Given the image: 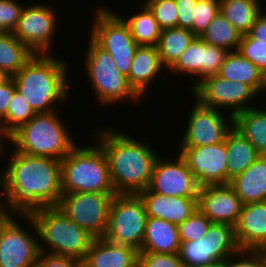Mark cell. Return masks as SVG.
<instances>
[{
    "label": "cell",
    "mask_w": 266,
    "mask_h": 267,
    "mask_svg": "<svg viewBox=\"0 0 266 267\" xmlns=\"http://www.w3.org/2000/svg\"><path fill=\"white\" fill-rule=\"evenodd\" d=\"M147 217L159 218L175 225L182 224L198 208V197H175L157 194L149 188L138 193Z\"/></svg>",
    "instance_id": "21"
},
{
    "label": "cell",
    "mask_w": 266,
    "mask_h": 267,
    "mask_svg": "<svg viewBox=\"0 0 266 267\" xmlns=\"http://www.w3.org/2000/svg\"><path fill=\"white\" fill-rule=\"evenodd\" d=\"M217 75L223 79L245 83L258 95L265 91L266 76L238 51H229Z\"/></svg>",
    "instance_id": "26"
},
{
    "label": "cell",
    "mask_w": 266,
    "mask_h": 267,
    "mask_svg": "<svg viewBox=\"0 0 266 267\" xmlns=\"http://www.w3.org/2000/svg\"><path fill=\"white\" fill-rule=\"evenodd\" d=\"M224 263L212 262L207 264H200L195 266H188V267H220Z\"/></svg>",
    "instance_id": "47"
},
{
    "label": "cell",
    "mask_w": 266,
    "mask_h": 267,
    "mask_svg": "<svg viewBox=\"0 0 266 267\" xmlns=\"http://www.w3.org/2000/svg\"><path fill=\"white\" fill-rule=\"evenodd\" d=\"M180 155L186 161L199 187L227 184L226 143L181 147Z\"/></svg>",
    "instance_id": "16"
},
{
    "label": "cell",
    "mask_w": 266,
    "mask_h": 267,
    "mask_svg": "<svg viewBox=\"0 0 266 267\" xmlns=\"http://www.w3.org/2000/svg\"><path fill=\"white\" fill-rule=\"evenodd\" d=\"M35 53L11 32H0V68L12 77Z\"/></svg>",
    "instance_id": "31"
},
{
    "label": "cell",
    "mask_w": 266,
    "mask_h": 267,
    "mask_svg": "<svg viewBox=\"0 0 266 267\" xmlns=\"http://www.w3.org/2000/svg\"><path fill=\"white\" fill-rule=\"evenodd\" d=\"M11 77L12 76L9 73L0 68V84L8 81Z\"/></svg>",
    "instance_id": "46"
},
{
    "label": "cell",
    "mask_w": 266,
    "mask_h": 267,
    "mask_svg": "<svg viewBox=\"0 0 266 267\" xmlns=\"http://www.w3.org/2000/svg\"><path fill=\"white\" fill-rule=\"evenodd\" d=\"M227 149V184L247 170L260 155L255 147L234 127L225 138Z\"/></svg>",
    "instance_id": "27"
},
{
    "label": "cell",
    "mask_w": 266,
    "mask_h": 267,
    "mask_svg": "<svg viewBox=\"0 0 266 267\" xmlns=\"http://www.w3.org/2000/svg\"><path fill=\"white\" fill-rule=\"evenodd\" d=\"M16 216L0 215V267H35L41 241L36 238V223L31 216H23L37 233L32 234L17 223Z\"/></svg>",
    "instance_id": "10"
},
{
    "label": "cell",
    "mask_w": 266,
    "mask_h": 267,
    "mask_svg": "<svg viewBox=\"0 0 266 267\" xmlns=\"http://www.w3.org/2000/svg\"><path fill=\"white\" fill-rule=\"evenodd\" d=\"M161 30L177 27L178 12L175 0H144Z\"/></svg>",
    "instance_id": "36"
},
{
    "label": "cell",
    "mask_w": 266,
    "mask_h": 267,
    "mask_svg": "<svg viewBox=\"0 0 266 267\" xmlns=\"http://www.w3.org/2000/svg\"><path fill=\"white\" fill-rule=\"evenodd\" d=\"M97 132L96 142L107 158L116 194H138L147 189L158 153L119 129L109 127Z\"/></svg>",
    "instance_id": "2"
},
{
    "label": "cell",
    "mask_w": 266,
    "mask_h": 267,
    "mask_svg": "<svg viewBox=\"0 0 266 267\" xmlns=\"http://www.w3.org/2000/svg\"><path fill=\"white\" fill-rule=\"evenodd\" d=\"M247 34L252 39L266 42V13L263 10L256 16Z\"/></svg>",
    "instance_id": "45"
},
{
    "label": "cell",
    "mask_w": 266,
    "mask_h": 267,
    "mask_svg": "<svg viewBox=\"0 0 266 267\" xmlns=\"http://www.w3.org/2000/svg\"><path fill=\"white\" fill-rule=\"evenodd\" d=\"M48 4L24 6L13 35L35 54H51L57 31V12Z\"/></svg>",
    "instance_id": "14"
},
{
    "label": "cell",
    "mask_w": 266,
    "mask_h": 267,
    "mask_svg": "<svg viewBox=\"0 0 266 267\" xmlns=\"http://www.w3.org/2000/svg\"><path fill=\"white\" fill-rule=\"evenodd\" d=\"M16 90V85L12 77L8 81L0 84V121L6 116L9 103Z\"/></svg>",
    "instance_id": "44"
},
{
    "label": "cell",
    "mask_w": 266,
    "mask_h": 267,
    "mask_svg": "<svg viewBox=\"0 0 266 267\" xmlns=\"http://www.w3.org/2000/svg\"><path fill=\"white\" fill-rule=\"evenodd\" d=\"M225 263L229 267H266V250L239 249Z\"/></svg>",
    "instance_id": "40"
},
{
    "label": "cell",
    "mask_w": 266,
    "mask_h": 267,
    "mask_svg": "<svg viewBox=\"0 0 266 267\" xmlns=\"http://www.w3.org/2000/svg\"><path fill=\"white\" fill-rule=\"evenodd\" d=\"M228 53L227 49L208 45L196 36L168 72L197 76L199 80L192 84L193 88L203 78L217 75Z\"/></svg>",
    "instance_id": "18"
},
{
    "label": "cell",
    "mask_w": 266,
    "mask_h": 267,
    "mask_svg": "<svg viewBox=\"0 0 266 267\" xmlns=\"http://www.w3.org/2000/svg\"><path fill=\"white\" fill-rule=\"evenodd\" d=\"M37 113L16 90L9 103L6 116L0 121V135L7 139L20 126L30 121Z\"/></svg>",
    "instance_id": "34"
},
{
    "label": "cell",
    "mask_w": 266,
    "mask_h": 267,
    "mask_svg": "<svg viewBox=\"0 0 266 267\" xmlns=\"http://www.w3.org/2000/svg\"><path fill=\"white\" fill-rule=\"evenodd\" d=\"M81 262L75 257L55 256L40 252L35 267H79Z\"/></svg>",
    "instance_id": "42"
},
{
    "label": "cell",
    "mask_w": 266,
    "mask_h": 267,
    "mask_svg": "<svg viewBox=\"0 0 266 267\" xmlns=\"http://www.w3.org/2000/svg\"><path fill=\"white\" fill-rule=\"evenodd\" d=\"M220 0H197L194 7L193 26L190 29L200 37L219 12Z\"/></svg>",
    "instance_id": "37"
},
{
    "label": "cell",
    "mask_w": 266,
    "mask_h": 267,
    "mask_svg": "<svg viewBox=\"0 0 266 267\" xmlns=\"http://www.w3.org/2000/svg\"><path fill=\"white\" fill-rule=\"evenodd\" d=\"M0 176L4 215L31 216L44 207L57 206L62 195L61 161L21 153L13 148Z\"/></svg>",
    "instance_id": "1"
},
{
    "label": "cell",
    "mask_w": 266,
    "mask_h": 267,
    "mask_svg": "<svg viewBox=\"0 0 266 267\" xmlns=\"http://www.w3.org/2000/svg\"><path fill=\"white\" fill-rule=\"evenodd\" d=\"M147 213L138 194H115L109 209L104 238L140 251L145 235Z\"/></svg>",
    "instance_id": "9"
},
{
    "label": "cell",
    "mask_w": 266,
    "mask_h": 267,
    "mask_svg": "<svg viewBox=\"0 0 266 267\" xmlns=\"http://www.w3.org/2000/svg\"><path fill=\"white\" fill-rule=\"evenodd\" d=\"M67 68L64 60L52 54H34L12 78L36 113L55 112L54 104L67 101L70 95Z\"/></svg>",
    "instance_id": "3"
},
{
    "label": "cell",
    "mask_w": 266,
    "mask_h": 267,
    "mask_svg": "<svg viewBox=\"0 0 266 267\" xmlns=\"http://www.w3.org/2000/svg\"><path fill=\"white\" fill-rule=\"evenodd\" d=\"M180 245L178 225L163 219L147 217L140 251L174 254L179 253Z\"/></svg>",
    "instance_id": "25"
},
{
    "label": "cell",
    "mask_w": 266,
    "mask_h": 267,
    "mask_svg": "<svg viewBox=\"0 0 266 267\" xmlns=\"http://www.w3.org/2000/svg\"><path fill=\"white\" fill-rule=\"evenodd\" d=\"M58 112L37 113L7 141L21 153L62 160L77 144Z\"/></svg>",
    "instance_id": "4"
},
{
    "label": "cell",
    "mask_w": 266,
    "mask_h": 267,
    "mask_svg": "<svg viewBox=\"0 0 266 267\" xmlns=\"http://www.w3.org/2000/svg\"><path fill=\"white\" fill-rule=\"evenodd\" d=\"M138 254L131 246L94 238L83 262L88 267H138Z\"/></svg>",
    "instance_id": "22"
},
{
    "label": "cell",
    "mask_w": 266,
    "mask_h": 267,
    "mask_svg": "<svg viewBox=\"0 0 266 267\" xmlns=\"http://www.w3.org/2000/svg\"><path fill=\"white\" fill-rule=\"evenodd\" d=\"M233 127L240 132L261 155H266V110L251 107L233 116Z\"/></svg>",
    "instance_id": "28"
},
{
    "label": "cell",
    "mask_w": 266,
    "mask_h": 267,
    "mask_svg": "<svg viewBox=\"0 0 266 267\" xmlns=\"http://www.w3.org/2000/svg\"><path fill=\"white\" fill-rule=\"evenodd\" d=\"M17 0H0V32H13L24 5Z\"/></svg>",
    "instance_id": "41"
},
{
    "label": "cell",
    "mask_w": 266,
    "mask_h": 267,
    "mask_svg": "<svg viewBox=\"0 0 266 267\" xmlns=\"http://www.w3.org/2000/svg\"><path fill=\"white\" fill-rule=\"evenodd\" d=\"M242 202L229 184L208 185L199 188L198 208L212 223L235 226Z\"/></svg>",
    "instance_id": "19"
},
{
    "label": "cell",
    "mask_w": 266,
    "mask_h": 267,
    "mask_svg": "<svg viewBox=\"0 0 266 267\" xmlns=\"http://www.w3.org/2000/svg\"><path fill=\"white\" fill-rule=\"evenodd\" d=\"M138 267H184L179 253H155L139 251Z\"/></svg>",
    "instance_id": "39"
},
{
    "label": "cell",
    "mask_w": 266,
    "mask_h": 267,
    "mask_svg": "<svg viewBox=\"0 0 266 267\" xmlns=\"http://www.w3.org/2000/svg\"><path fill=\"white\" fill-rule=\"evenodd\" d=\"M239 249L234 227L211 223L205 236L196 241L181 243L179 256L184 267L212 262L225 263Z\"/></svg>",
    "instance_id": "12"
},
{
    "label": "cell",
    "mask_w": 266,
    "mask_h": 267,
    "mask_svg": "<svg viewBox=\"0 0 266 267\" xmlns=\"http://www.w3.org/2000/svg\"><path fill=\"white\" fill-rule=\"evenodd\" d=\"M31 217L36 223L38 238L42 240L39 242L40 252L75 257L83 261L94 240L91 234L68 218L57 206L44 207Z\"/></svg>",
    "instance_id": "6"
},
{
    "label": "cell",
    "mask_w": 266,
    "mask_h": 267,
    "mask_svg": "<svg viewBox=\"0 0 266 267\" xmlns=\"http://www.w3.org/2000/svg\"><path fill=\"white\" fill-rule=\"evenodd\" d=\"M220 267H229V266L226 263H224Z\"/></svg>",
    "instance_id": "50"
},
{
    "label": "cell",
    "mask_w": 266,
    "mask_h": 267,
    "mask_svg": "<svg viewBox=\"0 0 266 267\" xmlns=\"http://www.w3.org/2000/svg\"><path fill=\"white\" fill-rule=\"evenodd\" d=\"M194 102L180 146H208L225 141L233 127V116L229 114L226 117L219 109L202 105L196 99Z\"/></svg>",
    "instance_id": "15"
},
{
    "label": "cell",
    "mask_w": 266,
    "mask_h": 267,
    "mask_svg": "<svg viewBox=\"0 0 266 267\" xmlns=\"http://www.w3.org/2000/svg\"><path fill=\"white\" fill-rule=\"evenodd\" d=\"M148 188L165 196L198 197L200 187L179 153L173 161L157 157Z\"/></svg>",
    "instance_id": "17"
},
{
    "label": "cell",
    "mask_w": 266,
    "mask_h": 267,
    "mask_svg": "<svg viewBox=\"0 0 266 267\" xmlns=\"http://www.w3.org/2000/svg\"><path fill=\"white\" fill-rule=\"evenodd\" d=\"M229 185L242 204L266 201V155H259L251 166L233 178Z\"/></svg>",
    "instance_id": "24"
},
{
    "label": "cell",
    "mask_w": 266,
    "mask_h": 267,
    "mask_svg": "<svg viewBox=\"0 0 266 267\" xmlns=\"http://www.w3.org/2000/svg\"><path fill=\"white\" fill-rule=\"evenodd\" d=\"M178 12L177 27L191 29L193 26L194 7L197 0H175Z\"/></svg>",
    "instance_id": "43"
},
{
    "label": "cell",
    "mask_w": 266,
    "mask_h": 267,
    "mask_svg": "<svg viewBox=\"0 0 266 267\" xmlns=\"http://www.w3.org/2000/svg\"><path fill=\"white\" fill-rule=\"evenodd\" d=\"M89 40L88 50L84 56L86 57L85 72L99 104L109 106L119 104L124 100L141 101V98L130 87L127 78L117 69L111 55L91 37Z\"/></svg>",
    "instance_id": "7"
},
{
    "label": "cell",
    "mask_w": 266,
    "mask_h": 267,
    "mask_svg": "<svg viewBox=\"0 0 266 267\" xmlns=\"http://www.w3.org/2000/svg\"><path fill=\"white\" fill-rule=\"evenodd\" d=\"M211 223L212 221L197 208L189 218L178 225L180 243L199 240L206 235Z\"/></svg>",
    "instance_id": "35"
},
{
    "label": "cell",
    "mask_w": 266,
    "mask_h": 267,
    "mask_svg": "<svg viewBox=\"0 0 266 267\" xmlns=\"http://www.w3.org/2000/svg\"><path fill=\"white\" fill-rule=\"evenodd\" d=\"M237 51L266 76V42L252 39L248 34H244Z\"/></svg>",
    "instance_id": "38"
},
{
    "label": "cell",
    "mask_w": 266,
    "mask_h": 267,
    "mask_svg": "<svg viewBox=\"0 0 266 267\" xmlns=\"http://www.w3.org/2000/svg\"><path fill=\"white\" fill-rule=\"evenodd\" d=\"M200 37L208 45L237 51L242 34L218 12Z\"/></svg>",
    "instance_id": "33"
},
{
    "label": "cell",
    "mask_w": 266,
    "mask_h": 267,
    "mask_svg": "<svg viewBox=\"0 0 266 267\" xmlns=\"http://www.w3.org/2000/svg\"><path fill=\"white\" fill-rule=\"evenodd\" d=\"M195 37L189 29L175 27L161 30L156 47L161 63L167 71L175 64Z\"/></svg>",
    "instance_id": "30"
},
{
    "label": "cell",
    "mask_w": 266,
    "mask_h": 267,
    "mask_svg": "<svg viewBox=\"0 0 266 267\" xmlns=\"http://www.w3.org/2000/svg\"><path fill=\"white\" fill-rule=\"evenodd\" d=\"M5 141H6V140L3 139V137L0 135V154H1V156L3 155L2 153H4L3 150H4V148H5V146H4V145H5V144H4ZM3 146H4V147H3Z\"/></svg>",
    "instance_id": "48"
},
{
    "label": "cell",
    "mask_w": 266,
    "mask_h": 267,
    "mask_svg": "<svg viewBox=\"0 0 266 267\" xmlns=\"http://www.w3.org/2000/svg\"><path fill=\"white\" fill-rule=\"evenodd\" d=\"M191 90L192 95L202 105L219 110L228 109L232 116L254 107L250 102H253V97L258 96L249 85L223 79L218 75L203 78Z\"/></svg>",
    "instance_id": "13"
},
{
    "label": "cell",
    "mask_w": 266,
    "mask_h": 267,
    "mask_svg": "<svg viewBox=\"0 0 266 267\" xmlns=\"http://www.w3.org/2000/svg\"><path fill=\"white\" fill-rule=\"evenodd\" d=\"M162 69L165 70L156 46H138L127 77L128 83L134 92L143 98L146 96L144 93L149 90V85L162 74Z\"/></svg>",
    "instance_id": "23"
},
{
    "label": "cell",
    "mask_w": 266,
    "mask_h": 267,
    "mask_svg": "<svg viewBox=\"0 0 266 267\" xmlns=\"http://www.w3.org/2000/svg\"><path fill=\"white\" fill-rule=\"evenodd\" d=\"M234 233L240 249L266 250V201L244 204Z\"/></svg>",
    "instance_id": "20"
},
{
    "label": "cell",
    "mask_w": 266,
    "mask_h": 267,
    "mask_svg": "<svg viewBox=\"0 0 266 267\" xmlns=\"http://www.w3.org/2000/svg\"><path fill=\"white\" fill-rule=\"evenodd\" d=\"M263 0H220L219 12L242 35L247 34L256 16L264 9Z\"/></svg>",
    "instance_id": "29"
},
{
    "label": "cell",
    "mask_w": 266,
    "mask_h": 267,
    "mask_svg": "<svg viewBox=\"0 0 266 267\" xmlns=\"http://www.w3.org/2000/svg\"><path fill=\"white\" fill-rule=\"evenodd\" d=\"M97 7L90 37L111 55L119 72L127 78L138 44L120 14L103 5Z\"/></svg>",
    "instance_id": "8"
},
{
    "label": "cell",
    "mask_w": 266,
    "mask_h": 267,
    "mask_svg": "<svg viewBox=\"0 0 266 267\" xmlns=\"http://www.w3.org/2000/svg\"><path fill=\"white\" fill-rule=\"evenodd\" d=\"M61 186L62 194H116L107 158L97 143L96 146L77 145L61 160Z\"/></svg>",
    "instance_id": "5"
},
{
    "label": "cell",
    "mask_w": 266,
    "mask_h": 267,
    "mask_svg": "<svg viewBox=\"0 0 266 267\" xmlns=\"http://www.w3.org/2000/svg\"><path fill=\"white\" fill-rule=\"evenodd\" d=\"M141 11L130 17H122L138 46H157L161 29L149 8L142 3Z\"/></svg>",
    "instance_id": "32"
},
{
    "label": "cell",
    "mask_w": 266,
    "mask_h": 267,
    "mask_svg": "<svg viewBox=\"0 0 266 267\" xmlns=\"http://www.w3.org/2000/svg\"><path fill=\"white\" fill-rule=\"evenodd\" d=\"M114 195L97 192L62 194L57 207L94 238H102L107 230Z\"/></svg>",
    "instance_id": "11"
},
{
    "label": "cell",
    "mask_w": 266,
    "mask_h": 267,
    "mask_svg": "<svg viewBox=\"0 0 266 267\" xmlns=\"http://www.w3.org/2000/svg\"><path fill=\"white\" fill-rule=\"evenodd\" d=\"M79 267H88V266L82 261Z\"/></svg>",
    "instance_id": "49"
}]
</instances>
